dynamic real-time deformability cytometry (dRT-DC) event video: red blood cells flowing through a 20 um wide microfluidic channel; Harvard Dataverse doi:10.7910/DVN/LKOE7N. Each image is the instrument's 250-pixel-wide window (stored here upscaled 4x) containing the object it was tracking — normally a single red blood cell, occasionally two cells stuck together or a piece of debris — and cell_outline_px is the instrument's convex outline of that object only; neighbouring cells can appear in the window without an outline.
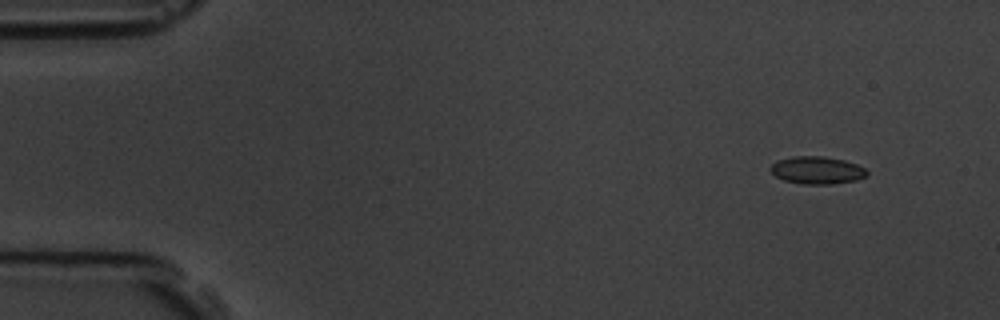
{"species": "common noctule bat (a hibernating species)", "species_latin": "Nyctalus noctula", "temperature_condition": "room temperature", "stored_images_in_passage": 7, "camera_frame_rate_fps": 3000, "um_per_image_px": 0.085, "animal": {"sex": "male", "body_mass_g": 19.5, "forearm_length_mm": 54.6}, "frame": {"image": 1, "passage_image": 2, "time_ms": 1.0, "image_size_px": [1000, 320], "cell_outline_px": [[868, 176], [856, 180], [832, 184], [804, 184], [784, 180], [776, 176], [768, 168], [776, 160], [792, 156], [824, 156], [844, 160], [856, 164], [864, 168], [868, 172]], "centroid_in_image_um": [69.44, 14.46], "position_along_channel_um": 15.6, "area_um2": 15.55}}
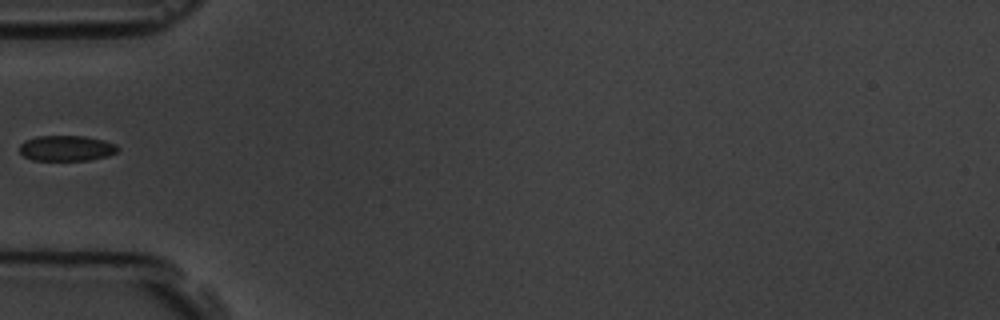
{"frame": {"image": 2, "passage_image": 6, "time_ms": 5.667, "image_size_px": [1000, 320], "cell_outline_px": [[120, 148], [116, 152], [108, 156], [88, 160], [32, 160], [24, 156], [20, 152], [20, 144], [24, 140], [36, 136], [84, 136], [104, 140], [116, 144]], "centroid_in_image_um": [5.65, 12.59], "position_along_channel_um": 79.3, "area_um2": 14.68}}
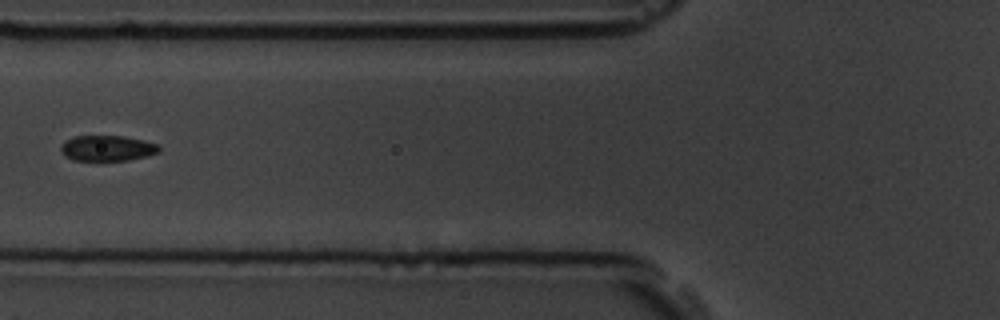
{"frame": {"image": 3, "passage_image": 7, "time_ms": 6.667, "image_size_px": [1000, 320], "cell_outline_px": [[160, 152], [148, 156], [128, 160], [72, 160], [64, 156], [60, 152], [60, 148], [68, 140], [76, 136], [124, 136], [144, 140], [160, 144]], "centroid_in_image_um": [9.17, 12.6], "position_along_channel_um": 116.6, "area_um2": 14.68}}